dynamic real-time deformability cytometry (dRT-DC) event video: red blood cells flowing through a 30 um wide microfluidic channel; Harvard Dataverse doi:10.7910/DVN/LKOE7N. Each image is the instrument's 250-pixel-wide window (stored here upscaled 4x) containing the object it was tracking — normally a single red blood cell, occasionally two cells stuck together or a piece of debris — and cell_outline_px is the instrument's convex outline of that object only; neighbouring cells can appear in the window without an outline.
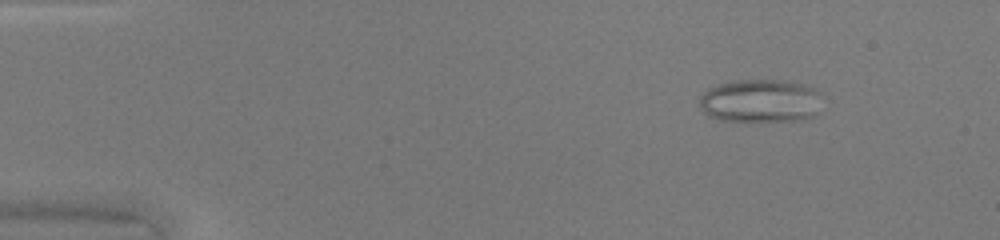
{"species": "common noctule bat (a hibernating species)", "species_latin": "Nyctalus noctula", "temperature_condition": "warm", "stored_images_in_passage": 48, "camera_frame_rate_fps": 3000, "um_per_image_px": 0.085, "animal": {"sex": "female", "body_mass_g": 20.0, "forearm_length_mm": 54.0}, "frame": {"image": 1, "passage_image": 6, "time_ms": 1.667, "image_size_px": [1000, 240], "cell_outline_px": [[816, 112], [812, 116], [796, 120], [720, 120], [708, 116], [700, 108], [700, 96], [708, 88], [720, 84], [736, 80], [780, 80], [804, 84], [816, 88]], "centroid_in_image_um": [64.54, 8.56], "position_along_channel_um": 20.5, "area_um2": 30.17}}
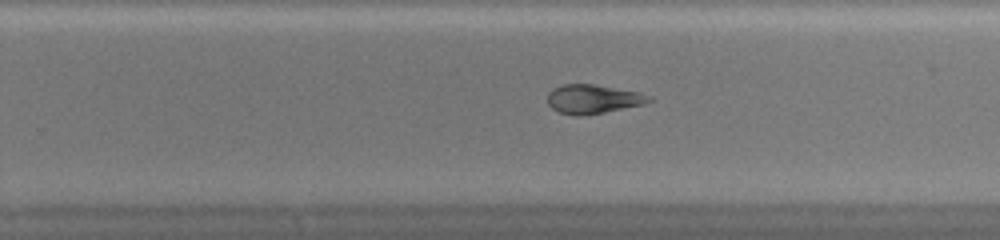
{"frame": {"image": 2, "passage_image": 31, "time_ms": 10.0, "image_size_px": [1000, 240], "cell_outline_px": [[652, 100], [644, 104], [604, 112], [580, 116], [576, 116], [560, 112], [552, 108], [548, 104], [548, 92], [552, 88], [564, 84], [592, 84], [640, 92], [652, 96]], "centroid_in_image_um": [50.4, 8.41], "position_along_channel_um": 279.4, "area_um2": 17.11}}
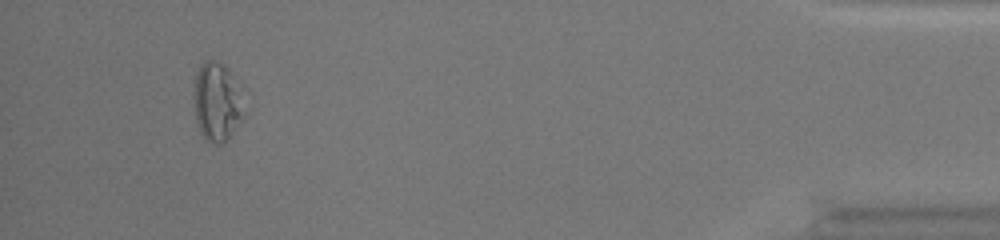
{"frame": {"image": 3, "passage_image": 45, "time_ms": 14.667, "image_size_px": [1000, 240], "cell_outline_px": [[244, 116], [232, 132], [220, 144], [212, 144], [204, 140], [200, 132], [196, 120], [192, 100], [192, 96], [196, 72], [200, 64], [204, 60], [212, 60], [224, 64], [228, 68], [236, 84], [244, 112]], "centroid_in_image_um": [18.37, 8.65], "position_along_channel_um": 416.8, "area_um2": 23.0}, "authors_computed_cell_mechanics": {"area_um2": 22.3975, "velocity_mm_per_s": 4.3293, "shape_relaxation_time_tau1_ms": null, "shape_relaxation_time_tau2_ms": 3.6099, "deformation_change_tau1": null, "deformation_change_tau2": 0.1214}}